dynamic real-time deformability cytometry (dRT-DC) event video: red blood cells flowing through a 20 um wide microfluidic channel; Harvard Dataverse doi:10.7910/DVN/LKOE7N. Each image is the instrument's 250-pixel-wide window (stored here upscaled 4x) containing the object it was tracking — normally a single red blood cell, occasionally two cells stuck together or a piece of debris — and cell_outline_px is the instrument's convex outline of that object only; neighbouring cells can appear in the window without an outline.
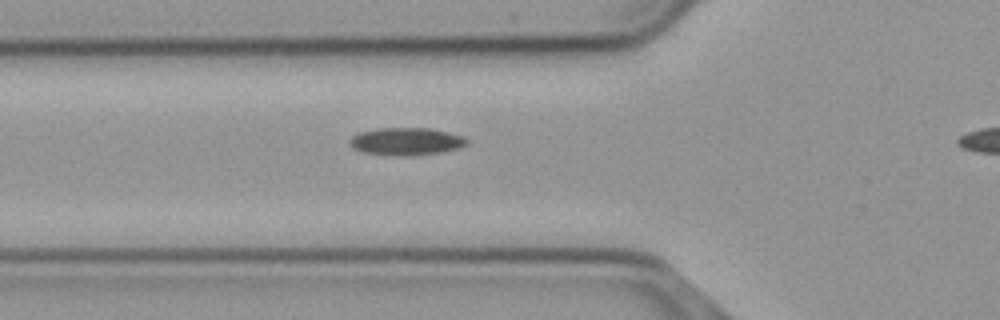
{"species": "common noctule bat (a hibernating species)", "species_latin": "Nyctalus noctula", "temperature_condition": "cold", "stored_images_in_passage": 36, "camera_frame_rate_fps": 3000, "um_per_image_px": 0.085, "animal": {"sex": "male", "body_mass_g": 23.1, "forearm_length_mm": 52.7}, "frame": {"image": 1, "passage_image": 10, "time_ms": 3.0, "image_size_px": [1000, 320], "cell_outline_px": [[468, 144], [456, 148], [436, 152], [360, 152], [352, 148], [348, 144], [348, 140], [352, 136], [360, 132], [376, 128], [428, 128], [448, 132], [464, 136], [468, 140]], "centroid_in_image_um": [34.49, 11.94], "position_along_channel_um": 91.3, "area_um2": 17.57}}
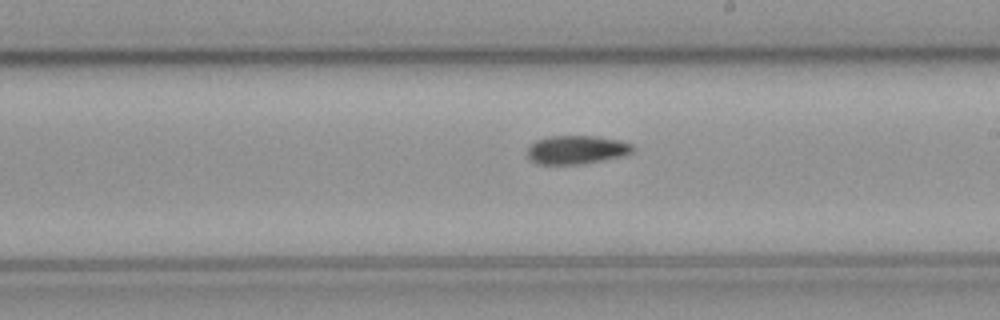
{"frame": {"image": 2, "passage_image": 22, "time_ms": 7.0, "image_size_px": [1000, 320], "cell_outline_px": [[636, 148], [632, 152], [624, 156], [580, 164], [540, 164], [532, 160], [528, 156], [528, 148], [536, 140], [548, 136], [596, 136], [620, 140], [632, 144]], "centroid_in_image_um": [49.05, 12.72], "position_along_channel_um": 239.9, "area_um2": 17.51}}
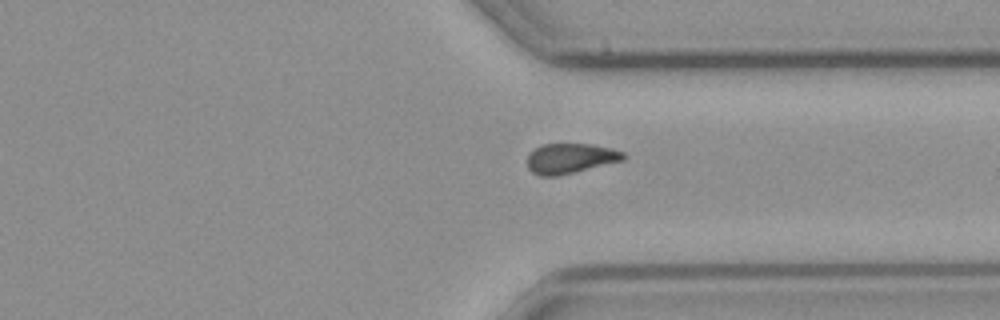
{"frame": {"image": 3, "passage_image": 32, "time_ms": 10.333, "image_size_px": [1000, 320], "cell_outline_px": [[628, 156], [624, 160], [556, 176], [540, 176], [532, 172], [528, 168], [528, 156], [540, 144], [592, 144], [612, 148], [624, 152]], "centroid_in_image_um": [48.51, 13.45], "position_along_channel_um": 362.9, "area_um2": 16.76}}